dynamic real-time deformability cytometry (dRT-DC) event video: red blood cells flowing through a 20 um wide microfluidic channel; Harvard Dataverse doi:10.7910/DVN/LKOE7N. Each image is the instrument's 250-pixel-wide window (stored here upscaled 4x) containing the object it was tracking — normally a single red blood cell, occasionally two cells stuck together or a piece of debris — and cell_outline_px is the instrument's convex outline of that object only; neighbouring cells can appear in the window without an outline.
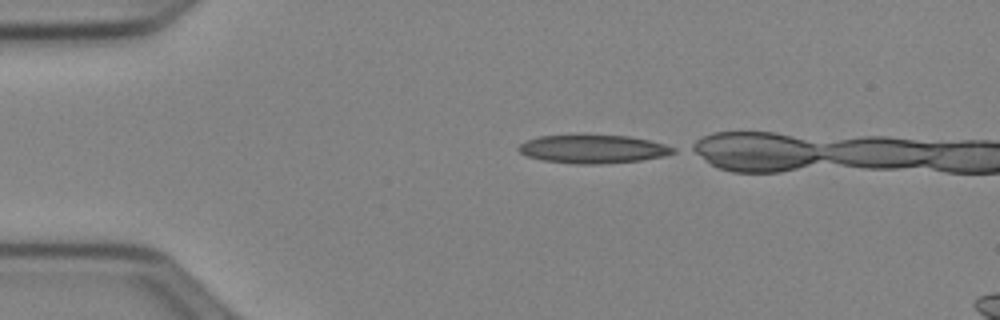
{"species": "Egyptian fruit bat (a non-hibernating species)", "species_latin": "Rousettus aegyptiacus", "temperature_condition": "cold", "stored_images_in_passage": 32, "camera_frame_rate_fps": 3000, "um_per_image_px": 0.085, "animal": {"sex": "female"}, "frame": {"image": 1, "passage_image": 1, "time_ms": 0.0, "image_size_px": [1000, 320], "cell_outline_px": [[676, 152], [664, 156], [640, 160], [600, 164], [580, 164], [540, 160], [528, 156], [520, 152], [516, 148], [524, 140], [540, 136], [628, 136], [648, 140], [664, 144], [676, 148]], "centroid_in_image_um": [50.39, 12.68], "position_along_channel_um": 34.6, "area_um2": 25.26}}
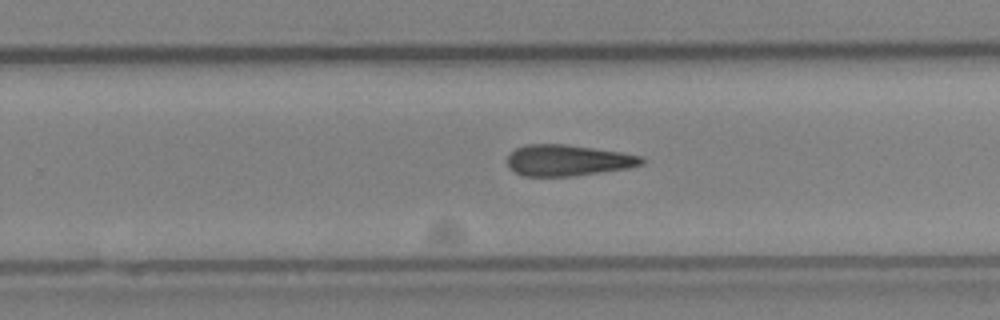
{"frame": {"image": 2, "passage_image": 23, "time_ms": 7.333, "image_size_px": [1000, 320], "cell_outline_px": [[644, 164], [628, 168], [572, 176], [524, 176], [516, 172], [508, 164], [508, 156], [516, 148], [524, 144], [564, 144], [620, 152], [640, 156], [644, 160]], "centroid_in_image_um": [48.26, 13.62], "position_along_channel_um": 281.5, "area_um2": 24.04}}
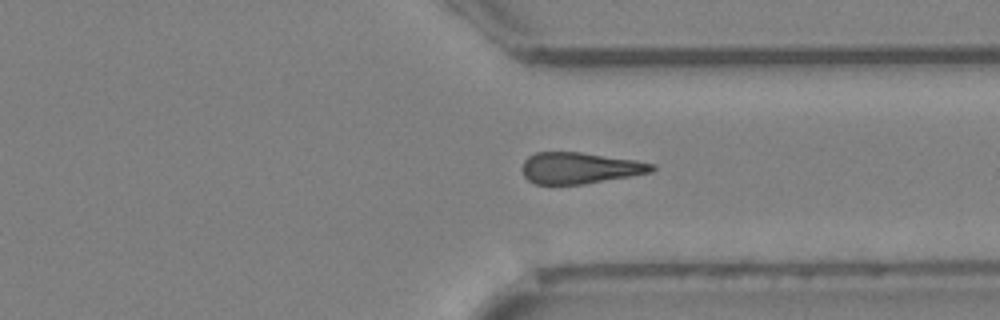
{"frame": {"image": 3, "passage_image": 29, "time_ms": 9.333, "image_size_px": [1000, 320], "cell_outline_px": [[656, 168], [652, 172], [584, 184], [536, 184], [528, 180], [524, 176], [520, 168], [524, 160], [528, 156], [536, 152], [580, 152], [636, 160], [656, 164]], "centroid_in_image_um": [49.26, 14.27], "position_along_channel_um": 362.1, "area_um2": 23.76}}